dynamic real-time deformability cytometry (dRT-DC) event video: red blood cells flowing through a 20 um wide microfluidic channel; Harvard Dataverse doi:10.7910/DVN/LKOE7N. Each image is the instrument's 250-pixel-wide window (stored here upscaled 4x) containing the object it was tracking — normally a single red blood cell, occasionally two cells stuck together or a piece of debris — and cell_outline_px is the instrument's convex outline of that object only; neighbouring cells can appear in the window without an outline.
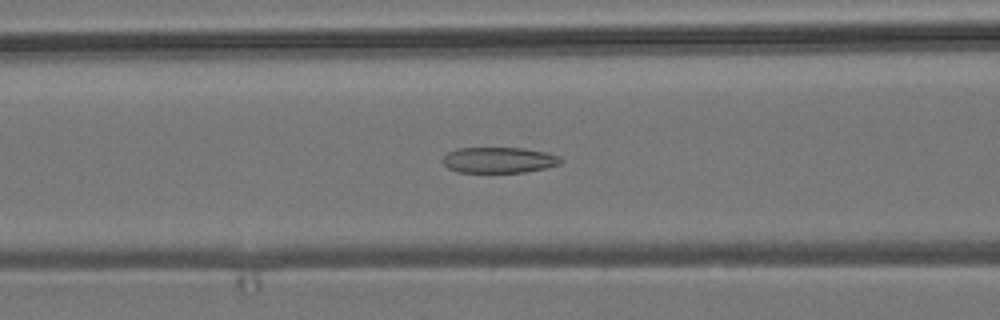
{"species": "common noctule bat (a hibernating species)", "species_latin": "Nyctalus noctula", "temperature_condition": "room temperature", "stored_images_in_passage": 39, "camera_frame_rate_fps": 3000, "um_per_image_px": 0.085, "animal": {"sex": "male", "body_mass_g": 19.2, "forearm_length_mm": 51.8}, "frame": {"image": 1, "passage_image": 7, "time_ms": 2.0, "image_size_px": [1000, 320], "cell_outline_px": [[564, 160], [560, 164], [544, 168], [524, 172], [456, 172], [448, 168], [444, 164], [444, 156], [448, 152], [456, 148], [524, 148], [544, 152], [560, 156]], "centroid_in_image_um": [42.42, 13.6], "position_along_channel_um": 124.2, "area_um2": 17.69}}
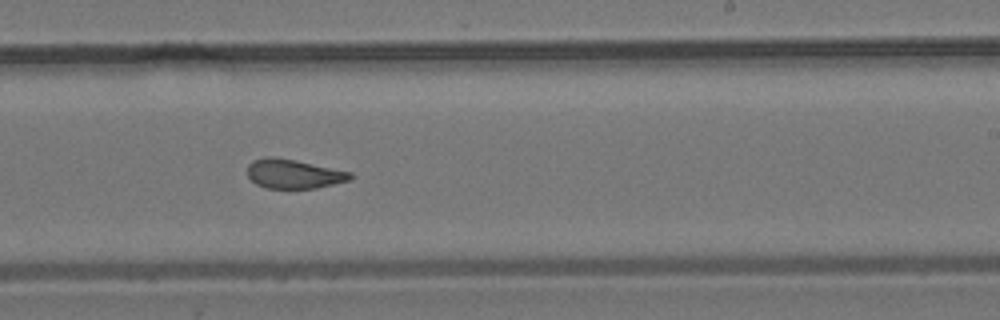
{"frame": {"image": 2, "passage_image": 18, "time_ms": 5.667, "image_size_px": [1000, 320], "cell_outline_px": [[352, 180], [316, 188], [268, 188], [256, 184], [248, 176], [248, 164], [252, 160], [264, 156], [272, 156], [352, 172]], "centroid_in_image_um": [24.95, 14.78], "position_along_channel_um": 264.1, "area_um2": 17.4}}
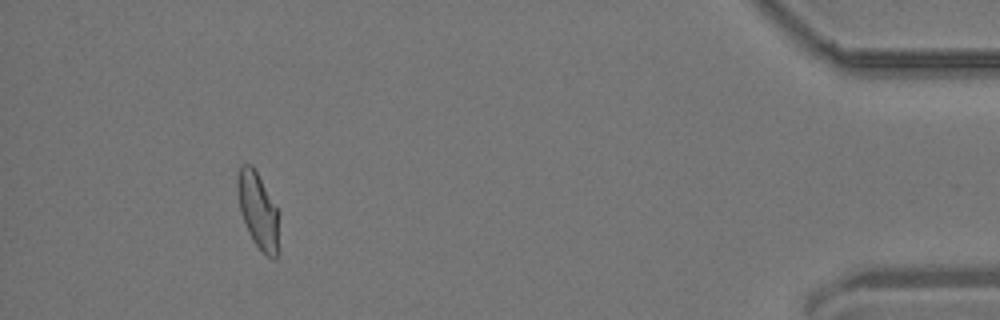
{"frame": {"image": 3, "passage_image": 35, "time_ms": 11.333, "image_size_px": [1000, 320], "cell_outline_px": [[280, 212], [276, 260], [272, 260], [252, 240], [248, 232], [240, 212], [236, 192], [236, 176], [240, 164], [252, 164]], "centroid_in_image_um": [21.92, 17.85], "position_along_channel_um": 413.3, "area_um2": 18.79}, "authors_computed_cell_mechanics": {"area_um2": 18.496, "velocity_mm_per_s": 3.8124, "shape_relaxation_time_tau1_ms": null, "shape_relaxation_time_tau2_ms": 1.8929, "deformation_change_tau1": null, "deformation_change_tau2": 0.0972}}